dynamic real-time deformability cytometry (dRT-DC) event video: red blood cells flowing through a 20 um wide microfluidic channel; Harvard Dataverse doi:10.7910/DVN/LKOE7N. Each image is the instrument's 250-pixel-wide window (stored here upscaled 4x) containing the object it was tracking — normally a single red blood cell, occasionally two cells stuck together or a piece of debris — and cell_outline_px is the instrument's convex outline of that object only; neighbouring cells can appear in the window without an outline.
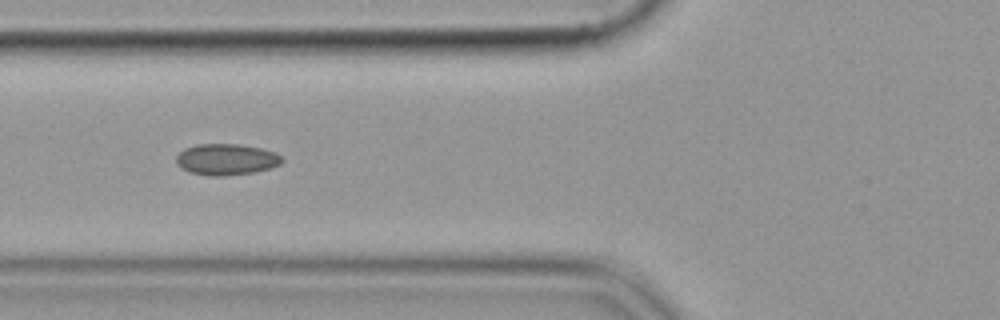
{"species": "common noctule bat (a hibernating species)", "species_latin": "Nyctalus noctula", "temperature_condition": "cold", "stored_images_in_passage": 26, "camera_frame_rate_fps": 3000, "um_per_image_px": 0.085, "animal": {"sex": "female", "body_mass_g": 19.9}, "frame": {"image": 1, "passage_image": 8, "time_ms": 2.333, "image_size_px": [1000, 320], "cell_outline_px": [[284, 160], [280, 164], [268, 168], [252, 172], [224, 176], [208, 176], [188, 172], [176, 164], [176, 156], [184, 148], [196, 144], [240, 144], [260, 148], [276, 152]], "centroid_in_image_um": [19.2, 13.55], "position_along_channel_um": 106.6, "area_um2": 19.31}}
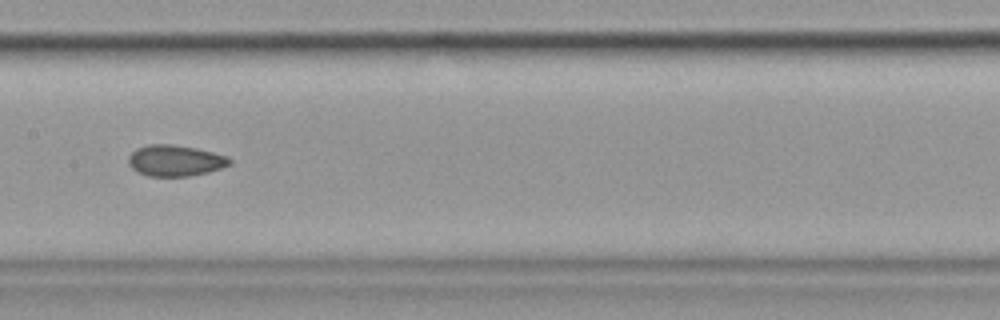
{"frame": {"image": 2, "passage_image": 15, "time_ms": 4.667, "image_size_px": [1000, 320], "cell_outline_px": [[232, 164], [208, 172], [188, 176], [148, 176], [136, 172], [128, 164], [128, 156], [136, 148], [148, 144], [172, 144], [196, 148], [212, 152], [224, 156], [232, 160]], "centroid_in_image_um": [14.85, 13.65], "position_along_channel_um": 192.6, "area_um2": 18.38}}